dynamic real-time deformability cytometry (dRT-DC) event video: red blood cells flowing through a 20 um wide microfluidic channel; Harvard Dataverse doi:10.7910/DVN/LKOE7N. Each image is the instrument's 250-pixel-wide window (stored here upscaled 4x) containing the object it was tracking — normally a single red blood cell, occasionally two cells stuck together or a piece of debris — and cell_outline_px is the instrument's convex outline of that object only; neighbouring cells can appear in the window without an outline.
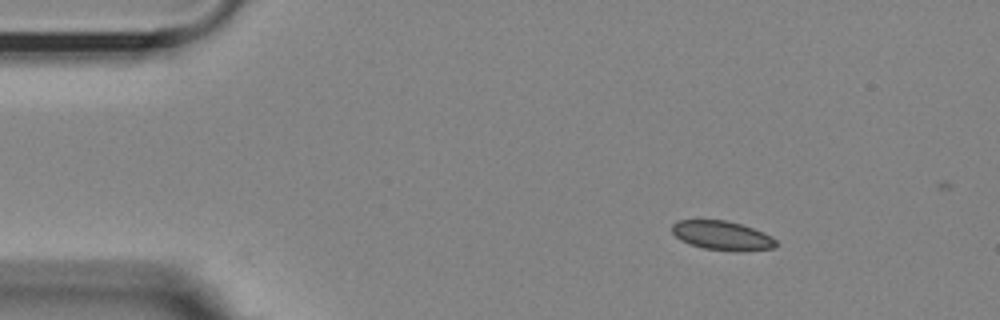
{"species": "Egyptian fruit bat (a non-hibernating species)", "species_latin": "Rousettus aegyptiacus", "temperature_condition": "room temperature", "stored_images_in_passage": 2, "camera_frame_rate_fps": 3000, "um_per_image_px": 0.085, "animal": {"sex": "female"}, "frame": {"image": 1, "passage_image": 2, "time_ms": 0.333, "image_size_px": [1000, 320], "cell_outline_px": [[776, 248], [736, 252], [704, 248], [688, 244], [680, 240], [672, 232], [672, 224], [676, 220], [724, 220], [740, 224], [764, 232], [772, 236], [776, 240]], "centroid_in_image_um": [61.38, 20.03], "position_along_channel_um": 23.6, "area_um2": 17.8}}